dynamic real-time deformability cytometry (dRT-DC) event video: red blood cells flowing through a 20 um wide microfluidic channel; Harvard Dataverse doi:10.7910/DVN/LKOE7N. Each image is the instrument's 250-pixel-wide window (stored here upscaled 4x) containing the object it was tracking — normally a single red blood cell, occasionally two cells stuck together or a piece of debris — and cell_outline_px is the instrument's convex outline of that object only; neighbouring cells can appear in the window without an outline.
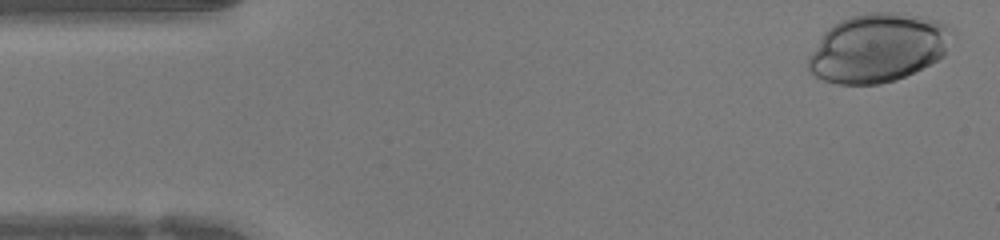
{"species": "human", "species_latin": "Homo sapiens", "temperature_condition": "warm", "stored_images_in_passage": 39, "camera_frame_rate_fps": 3000, "um_per_image_px": 0.085, "donor": {"sex": "female"}, "frame": {"image": 1, "passage_image": 1, "time_ms": 0.0, "image_size_px": [1000, 240], "cell_outline_px": [[948, 28], [944, 56], [896, 80], [880, 84], [836, 84], [824, 80], [816, 76], [804, 64], [808, 56], [824, 32], [828, 28], [840, 20], [852, 16], [868, 12], [900, 12], [920, 16], [936, 20], [948, 24]], "centroid_in_image_um": [74.54, 4.07], "position_along_channel_um": 10.5, "area_um2": 56.93}}
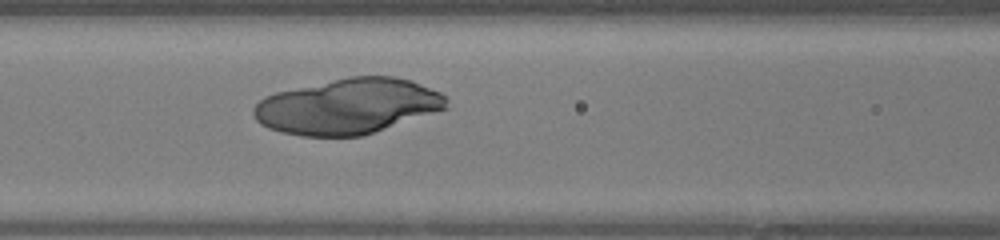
{"frame": {"image": 2, "passage_image": 18, "time_ms": 5.667, "image_size_px": [1000, 240], "cell_outline_px": [[448, 108], [364, 136], [300, 136], [280, 132], [268, 128], [260, 124], [256, 120], [252, 112], [252, 108], [264, 96], [276, 92], [348, 76], [392, 76], [412, 80], [440, 92], [448, 100]], "centroid_in_image_um": [29.56, 9.04], "position_along_channel_um": 137.0, "area_um2": 62.66}}
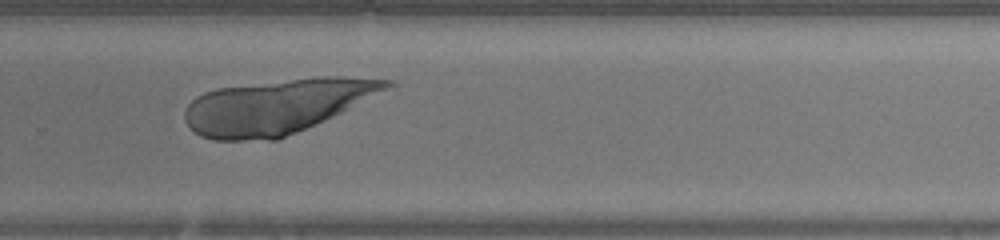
{"frame": {"image": 3, "passage_image": 30, "time_ms": 9.667, "image_size_px": [1000, 240], "cell_outline_px": [[396, 88], [316, 124], [276, 140], [212, 140], [200, 136], [192, 132], [188, 128], [184, 120], [184, 112], [188, 104], [196, 96], [204, 92], [216, 88], [316, 76], [336, 76], [392, 80], [396, 84]], "centroid_in_image_um": [23.57, 9.03], "position_along_channel_um": 306.2, "area_um2": 64.91}}